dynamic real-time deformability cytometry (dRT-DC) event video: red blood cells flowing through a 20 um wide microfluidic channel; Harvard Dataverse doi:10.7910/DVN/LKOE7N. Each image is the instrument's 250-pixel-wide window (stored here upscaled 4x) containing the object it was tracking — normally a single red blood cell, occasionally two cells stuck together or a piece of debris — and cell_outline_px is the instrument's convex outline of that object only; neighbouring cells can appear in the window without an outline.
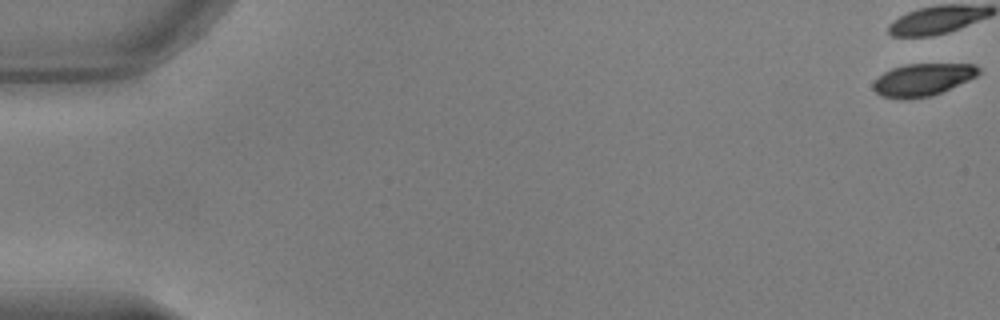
{"species": "common noctule bat (a hibernating species)", "species_latin": "Nyctalus noctula", "temperature_condition": "warm", "stored_images_in_passage": 43, "camera_frame_rate_fps": 3000, "um_per_image_px": 0.085, "animal": {"sex": "male", "body_mass_g": 17.9, "forearm_length_mm": 54.2}, "frame": {"image": 1, "passage_image": 1, "time_ms": 0.0, "image_size_px": [1000, 320], "cell_outline_px": [[980, 72], [976, 76], [968, 80], [932, 96], [908, 100], [900, 100], [880, 96], [872, 88], [872, 84], [884, 72], [892, 68], [908, 64], [976, 64], [980, 68]], "centroid_in_image_um": [78.4, 6.79], "position_along_channel_um": 6.6, "area_um2": 20.0}}